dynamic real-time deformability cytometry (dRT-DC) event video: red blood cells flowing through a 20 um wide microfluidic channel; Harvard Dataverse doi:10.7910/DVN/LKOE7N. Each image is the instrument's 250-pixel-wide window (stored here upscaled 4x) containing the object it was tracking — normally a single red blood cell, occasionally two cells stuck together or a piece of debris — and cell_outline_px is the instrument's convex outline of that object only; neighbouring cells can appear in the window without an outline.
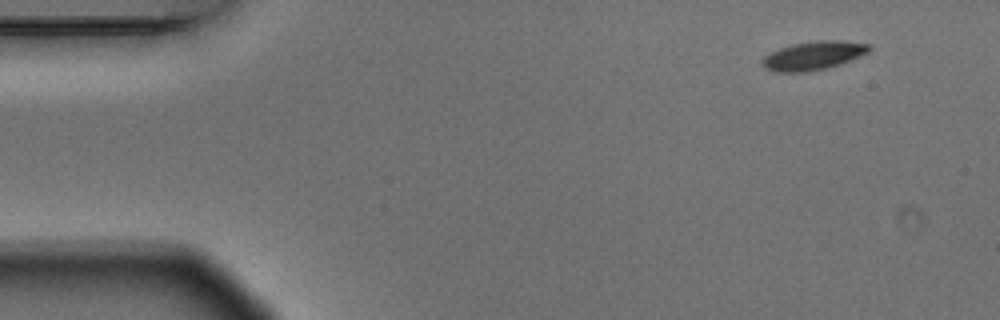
{"species": "Egyptian fruit bat (a non-hibernating species)", "species_latin": "Rousettus aegyptiacus", "temperature_condition": "warm", "stored_images_in_passage": 4, "camera_frame_rate_fps": 3000, "um_per_image_px": 0.085, "animal": {"sex": "male"}, "frame": {"image": 1, "passage_image": 1, "time_ms": 0.0, "image_size_px": [1000, 320], "cell_outline_px": [[872, 48], [868, 52], [860, 56], [840, 64], [808, 72], [772, 72], [764, 68], [760, 64], [760, 60], [764, 56], [780, 48], [792, 44], [816, 40], [836, 40], [872, 44]], "centroid_in_image_um": [69.11, 4.73], "position_along_channel_um": 15.9, "area_um2": 17.98}}
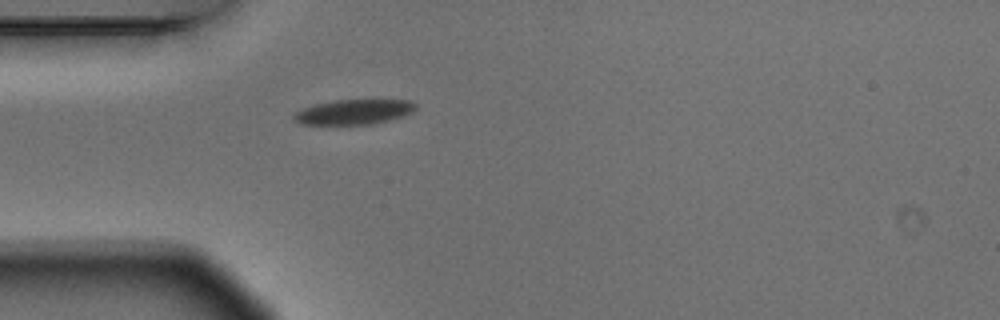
{"frame": {"image": 2, "passage_image": 4, "time_ms": 1.0, "image_size_px": [1000, 320], "cell_outline_px": [[416, 108], [412, 112], [404, 116], [372, 124], [304, 124], [296, 120], [292, 116], [296, 112], [304, 108], [316, 104], [336, 100], [412, 100], [416, 104]], "centroid_in_image_um": [30.14, 9.5], "position_along_channel_um": 54.9, "area_um2": 17.46}}